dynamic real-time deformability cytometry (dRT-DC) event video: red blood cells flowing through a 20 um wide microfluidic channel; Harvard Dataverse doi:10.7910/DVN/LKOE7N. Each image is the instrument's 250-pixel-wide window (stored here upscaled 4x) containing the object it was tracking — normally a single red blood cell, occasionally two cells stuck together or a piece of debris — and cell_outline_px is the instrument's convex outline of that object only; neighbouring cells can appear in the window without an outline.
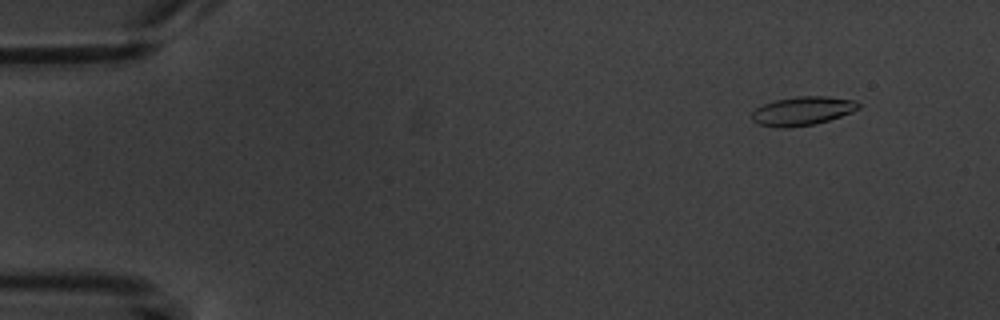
{"species": "common noctule bat (a hibernating species)", "species_latin": "Nyctalus noctula", "temperature_condition": "warm", "stored_images_in_passage": 7, "camera_frame_rate_fps": 3000, "um_per_image_px": 0.085, "animal": {"sex": "male", "body_mass_g": 20.1, "forearm_length_mm": 53.5}, "frame": {"image": 1, "passage_image": 2, "time_ms": 1.333, "image_size_px": [1000, 320], "cell_outline_px": [[860, 108], [852, 112], [816, 124], [784, 128], [780, 128], [756, 124], [752, 120], [752, 112], [756, 108], [764, 104], [776, 100], [796, 96], [824, 96], [856, 100], [860, 104]], "centroid_in_image_um": [68.21, 9.43], "position_along_channel_um": 16.8, "area_um2": 17.92}}
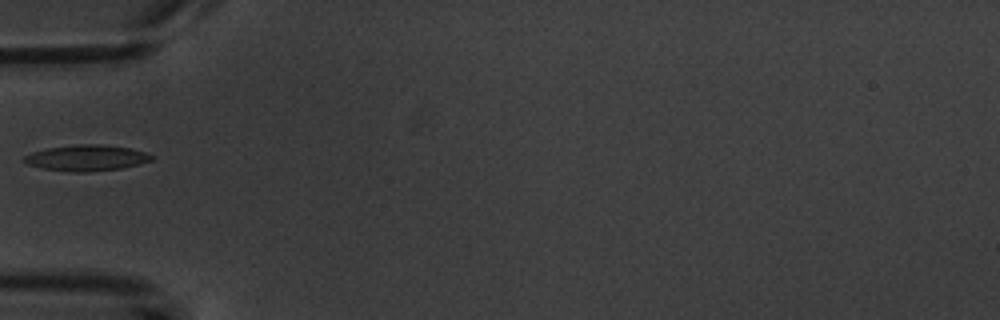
{"frame": {"image": 2, "passage_image": 6, "time_ms": 6.0, "image_size_px": [1000, 320], "cell_outline_px": [[156, 156], [152, 160], [140, 164], [120, 168], [88, 172], [68, 172], [40, 168], [28, 164], [24, 160], [24, 156], [32, 152], [48, 148], [76, 144], [100, 144], [128, 148], [144, 152]], "centroid_in_image_um": [7.35, 13.43], "position_along_channel_um": 77.6, "area_um2": 19.25}}